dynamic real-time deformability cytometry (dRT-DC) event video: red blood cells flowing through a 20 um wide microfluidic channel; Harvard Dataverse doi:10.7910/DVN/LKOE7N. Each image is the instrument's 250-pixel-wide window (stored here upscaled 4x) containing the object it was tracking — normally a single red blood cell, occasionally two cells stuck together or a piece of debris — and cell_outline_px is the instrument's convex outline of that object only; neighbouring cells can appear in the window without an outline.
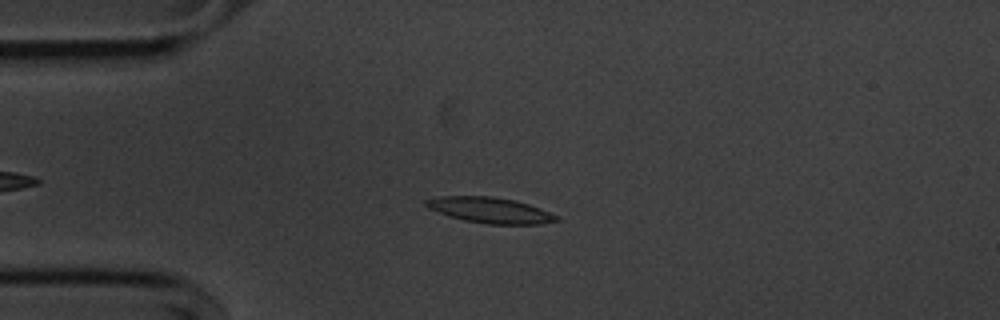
{"species": "common noctule bat (a hibernating species)", "species_latin": "Nyctalus noctula", "temperature_condition": "cold", "stored_images_in_passage": 42, "camera_frame_rate_fps": 3000, "um_per_image_px": 0.085, "animal": {"sex": "male", "body_mass_g": 20.1, "forearm_length_mm": 53.5}, "frame": {"image": 1, "passage_image": 13, "time_ms": 4.0, "image_size_px": [1000, 320], "cell_outline_px": [[560, 220], [540, 224], [488, 224], [464, 220], [428, 208], [424, 204], [424, 200], [440, 196], [492, 196], [516, 200], [540, 208], [560, 216]], "centroid_in_image_um": [41.7, 17.86], "position_along_channel_um": 43.3, "area_um2": 19.48}}
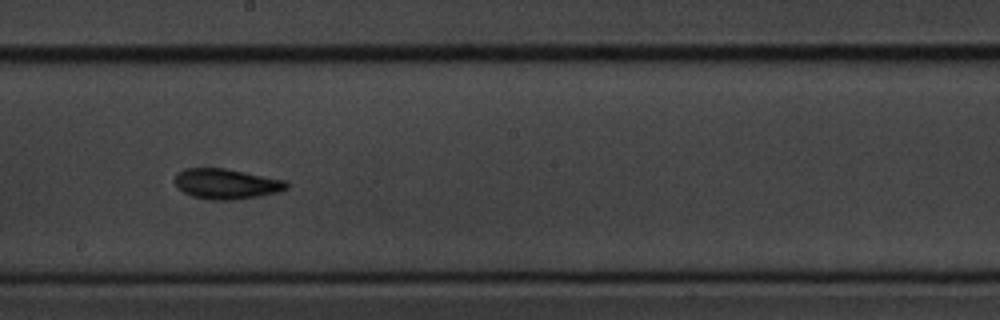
{"frame": {"image": 2, "passage_image": 30, "time_ms": 9.667, "image_size_px": [1000, 320], "cell_outline_px": [[288, 188], [276, 192], [260, 196], [232, 200], [212, 200], [192, 196], [184, 192], [172, 180], [176, 172], [184, 168], [224, 168], [288, 180]], "centroid_in_image_um": [19.23, 15.62], "position_along_channel_um": 229.0, "area_um2": 19.88}}
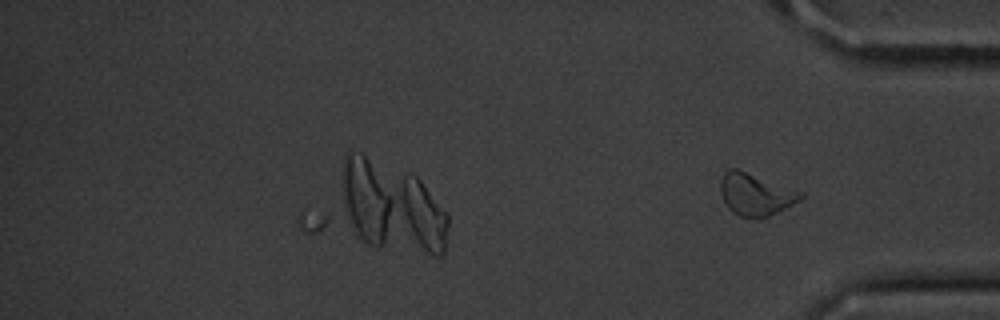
{"frame": {"image": 3, "passage_image": 42, "time_ms": 13.667, "image_size_px": [1000, 320], "cell_outline_px": [[804, 196], [800, 200], [768, 216], [740, 216], [732, 212], [728, 208], [720, 192], [720, 180], [724, 172], [728, 168], [736, 168], [804, 192]], "centroid_in_image_um": [64.2, 16.48], "position_along_channel_um": 371.0, "area_um2": 19.36}, "authors_computed_cell_mechanics": {"area_um2": 18.785, "velocity_mm_per_s": 3.6058, "shape_relaxation_time_tau1_ms": 2.869, "shape_relaxation_time_tau2_ms": 5.6653, "deformation_change_tau1": 0.1248, "deformation_change_tau2": 0.0954}}